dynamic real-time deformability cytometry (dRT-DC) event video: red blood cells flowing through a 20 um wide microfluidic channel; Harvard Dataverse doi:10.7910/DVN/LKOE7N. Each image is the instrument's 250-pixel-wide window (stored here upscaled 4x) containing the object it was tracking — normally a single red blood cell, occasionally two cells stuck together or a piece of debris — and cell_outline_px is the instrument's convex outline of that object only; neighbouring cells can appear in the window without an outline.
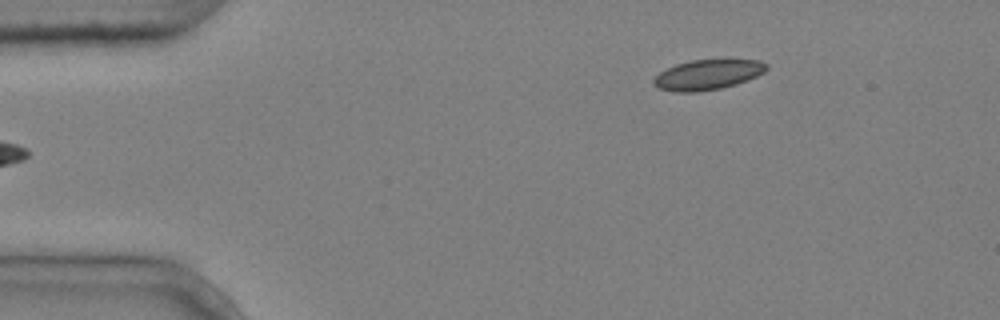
{"species": "common noctule bat (a hibernating species)", "species_latin": "Nyctalus noctula", "temperature_condition": "cold", "stored_images_in_passage": 4, "camera_frame_rate_fps": 3000, "um_per_image_px": 0.085, "animal": {"sex": "male", "body_mass_g": 20.4}, "frame": {"image": 1, "passage_image": 4, "time_ms": 1.0, "image_size_px": [1000, 320], "cell_outline_px": [[768, 68], [764, 72], [748, 80], [736, 84], [720, 88], [696, 92], [676, 92], [656, 88], [652, 84], [652, 80], [660, 72], [676, 64], [692, 60], [728, 56], [760, 60], [768, 64]], "centroid_in_image_um": [60.21, 6.29], "position_along_channel_um": 24.8, "area_um2": 20.75}}